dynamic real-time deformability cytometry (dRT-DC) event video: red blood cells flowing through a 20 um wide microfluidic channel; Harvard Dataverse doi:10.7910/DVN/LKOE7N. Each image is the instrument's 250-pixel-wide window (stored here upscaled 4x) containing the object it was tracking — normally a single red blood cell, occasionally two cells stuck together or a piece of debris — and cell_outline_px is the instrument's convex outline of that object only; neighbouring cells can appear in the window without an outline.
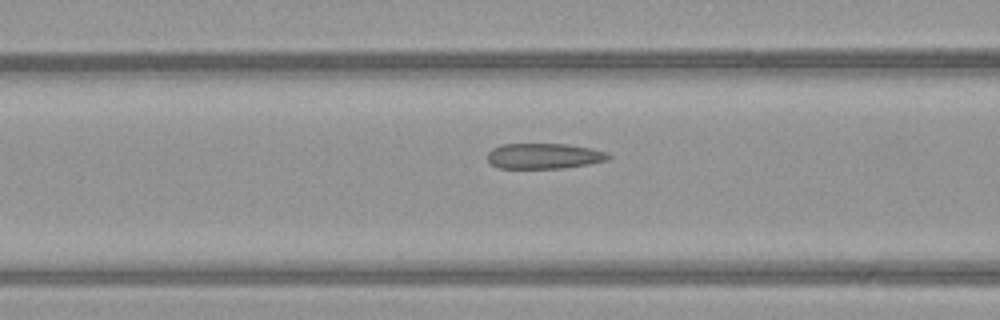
{"species": "common noctule bat (a hibernating species)", "species_latin": "Nyctalus noctula", "temperature_condition": "warm", "stored_images_in_passage": 19, "camera_frame_rate_fps": 3000, "um_per_image_px": 0.085, "animal": {"sex": "female", "body_mass_g": 21.9}, "frame": {"image": 1, "passage_image": 14, "time_ms": 4.333, "image_size_px": [1000, 320], "cell_outline_px": [[612, 156], [608, 160], [588, 164], [564, 168], [496, 168], [488, 160], [488, 152], [492, 148], [500, 144], [564, 144], [592, 148], [608, 152]], "centroid_in_image_um": [46.25, 13.26], "position_along_channel_um": 120.3, "area_um2": 18.09}}